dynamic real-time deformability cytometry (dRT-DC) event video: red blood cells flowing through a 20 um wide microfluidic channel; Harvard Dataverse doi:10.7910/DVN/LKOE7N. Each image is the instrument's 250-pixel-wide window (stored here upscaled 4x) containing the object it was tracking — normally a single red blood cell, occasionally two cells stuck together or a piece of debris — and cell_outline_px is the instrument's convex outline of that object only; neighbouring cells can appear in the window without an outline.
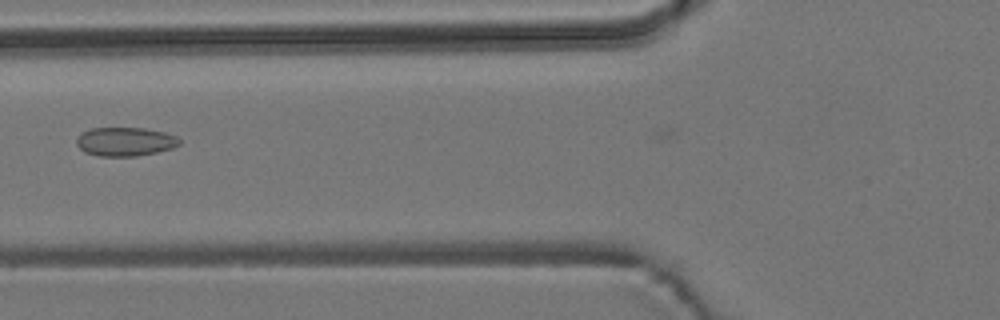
{"species": "common noctule bat (a hibernating species)", "species_latin": "Nyctalus noctula", "temperature_condition": "room temperature", "stored_images_in_passage": 6, "camera_frame_rate_fps": 3000, "um_per_image_px": 0.085, "animal": {"sex": "male", "body_mass_g": 19.2, "forearm_length_mm": 51.8}, "frame": {"image": 1, "passage_image": 6, "time_ms": 7.0, "image_size_px": [1000, 320], "cell_outline_px": [[180, 144], [172, 148], [156, 152], [136, 156], [100, 156], [84, 152], [76, 144], [76, 140], [84, 132], [92, 128], [144, 128], [164, 132], [176, 136], [180, 140]], "centroid_in_image_um": [10.65, 12.04], "position_along_channel_um": 115.1, "area_um2": 17.11}}